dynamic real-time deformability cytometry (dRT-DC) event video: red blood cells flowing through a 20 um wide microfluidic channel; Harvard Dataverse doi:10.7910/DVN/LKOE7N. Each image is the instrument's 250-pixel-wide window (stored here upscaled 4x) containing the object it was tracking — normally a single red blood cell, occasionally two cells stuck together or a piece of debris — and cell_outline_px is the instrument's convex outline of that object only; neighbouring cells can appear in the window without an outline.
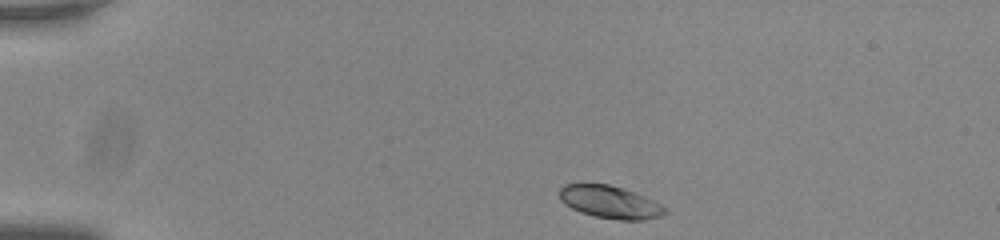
{"species": "common noctule bat (a hibernating species)", "species_latin": "Nyctalus noctula", "temperature_condition": "room temperature", "stored_images_in_passage": 45, "camera_frame_rate_fps": 3000, "um_per_image_px": 0.085, "animal": {"sex": "male", "body_mass_g": 20.0, "forearm_length_mm": 53.3}, "frame": {"image": 1, "passage_image": 1, "time_ms": 0.0, "image_size_px": [1000, 240], "cell_outline_px": [[668, 212], [660, 216], [644, 220], [620, 220], [596, 216], [580, 212], [564, 204], [560, 200], [560, 188], [564, 184], [608, 184], [644, 196], [668, 208]], "centroid_in_image_um": [51.85, 17.19], "position_along_channel_um": 33.1, "area_um2": 19.83}}
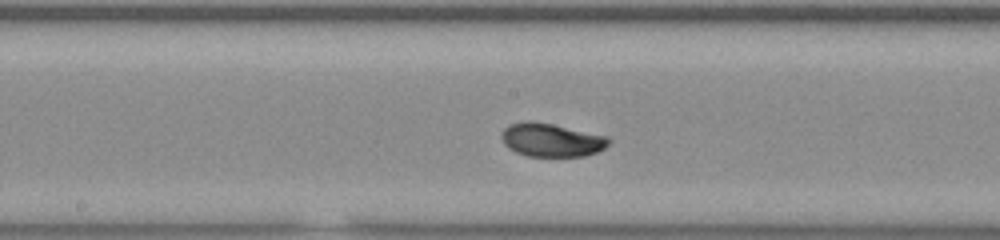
{"frame": {"image": 2, "passage_image": 20, "time_ms": 6.333, "image_size_px": [1000, 240], "cell_outline_px": [[612, 140], [604, 148], [596, 152], [584, 156], [528, 156], [516, 152], [508, 148], [504, 144], [500, 136], [504, 128], [508, 124], [528, 120], [552, 124], [608, 136]], "centroid_in_image_um": [46.85, 11.89], "position_along_channel_um": 201.4, "area_um2": 20.92}}
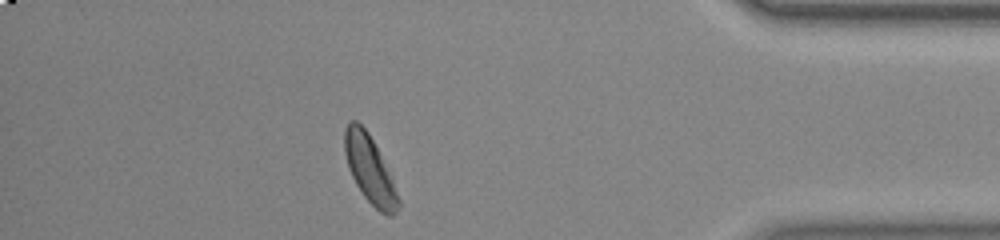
{"frame": {"image": 3, "passage_image": 39, "time_ms": 12.667, "image_size_px": [1000, 240], "cell_outline_px": [[400, 208], [392, 216], [388, 216], [380, 212], [364, 196], [356, 184], [348, 168], [344, 152], [344, 128], [352, 120], [356, 120], [368, 132], [392, 180], [400, 200]], "centroid_in_image_um": [31.41, 14.42], "position_along_channel_um": 403.8, "area_um2": 20.63}, "authors_computed_cell_mechanics": {"area_um2": 20.4034, "velocity_mm_per_s": 3.7281, "shape_relaxation_time_tau1_ms": 2.9464, "shape_relaxation_time_tau2_ms": null, "deformation_change_tau1": 0.1167, "deformation_change_tau2": null}}